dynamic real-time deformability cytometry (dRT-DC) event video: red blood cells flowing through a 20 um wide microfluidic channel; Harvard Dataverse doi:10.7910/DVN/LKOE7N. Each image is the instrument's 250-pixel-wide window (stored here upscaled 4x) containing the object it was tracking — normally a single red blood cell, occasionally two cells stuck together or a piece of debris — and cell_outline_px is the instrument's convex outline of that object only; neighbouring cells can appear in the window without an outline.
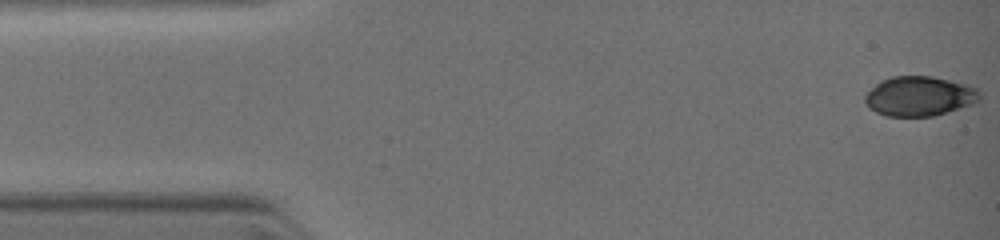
{"species": "common noctule bat (a hibernating species)", "species_latin": "Nyctalus noctula", "temperature_condition": "warm", "stored_images_in_passage": 6, "camera_frame_rate_fps": 3000, "um_per_image_px": 0.085, "animal": {"sex": "female", "body_mass_g": 19.0, "forearm_length_mm": 51.5}, "frame": {"image": 1, "passage_image": 1, "time_ms": 0.0, "image_size_px": [1000, 240], "cell_outline_px": [[980, 100], [972, 104], [932, 116], [888, 116], [876, 112], [868, 108], [864, 100], [864, 96], [880, 80], [892, 76], [932, 76], [968, 84], [976, 88], [980, 92]], "centroid_in_image_um": [78.14, 8.16], "position_along_channel_um": 6.9, "area_um2": 26.53}}
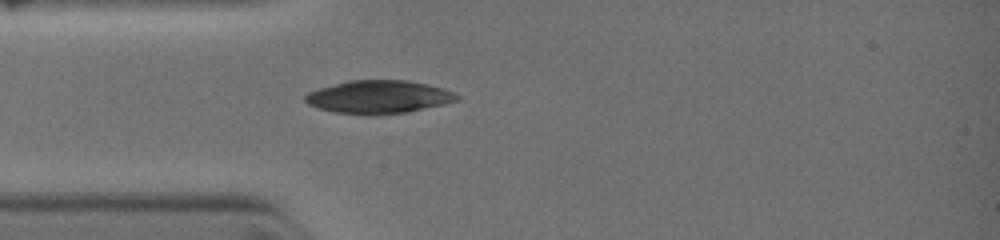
{"frame": {"image": 2, "passage_image": 6, "time_ms": 3.0, "image_size_px": [1000, 240], "cell_outline_px": [[460, 100], [404, 112], [336, 112], [320, 108], [308, 104], [304, 100], [304, 96], [308, 92], [320, 88], [348, 80], [408, 80], [428, 84], [444, 88], [460, 96]], "centroid_in_image_um": [32.2, 8.18], "position_along_channel_um": 52.8, "area_um2": 28.15}}